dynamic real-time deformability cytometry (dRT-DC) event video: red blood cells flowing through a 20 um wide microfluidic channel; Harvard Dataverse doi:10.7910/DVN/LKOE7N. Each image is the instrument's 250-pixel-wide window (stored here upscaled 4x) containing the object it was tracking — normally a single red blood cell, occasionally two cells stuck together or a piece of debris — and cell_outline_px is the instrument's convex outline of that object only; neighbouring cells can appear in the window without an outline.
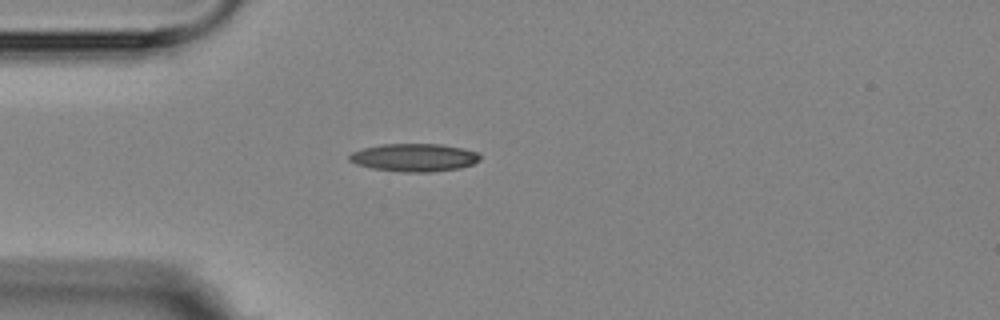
{"species": "Egyptian fruit bat (a non-hibernating species)", "species_latin": "Rousettus aegyptiacus", "temperature_condition": "room temperature", "stored_images_in_passage": 1, "camera_frame_rate_fps": 3000, "um_per_image_px": 0.085, "animal": {"sex": "female"}, "frame": {"image": 1, "passage_image": 1, "time_ms": 0.0, "image_size_px": [1000, 320], "cell_outline_px": [[480, 160], [472, 164], [460, 168], [432, 172], [404, 172], [372, 168], [356, 164], [348, 160], [348, 156], [352, 152], [364, 148], [380, 144], [440, 144], [464, 148], [480, 152]], "centroid_in_image_um": [35.23, 13.38], "position_along_channel_um": 49.8, "area_um2": 21.39}}